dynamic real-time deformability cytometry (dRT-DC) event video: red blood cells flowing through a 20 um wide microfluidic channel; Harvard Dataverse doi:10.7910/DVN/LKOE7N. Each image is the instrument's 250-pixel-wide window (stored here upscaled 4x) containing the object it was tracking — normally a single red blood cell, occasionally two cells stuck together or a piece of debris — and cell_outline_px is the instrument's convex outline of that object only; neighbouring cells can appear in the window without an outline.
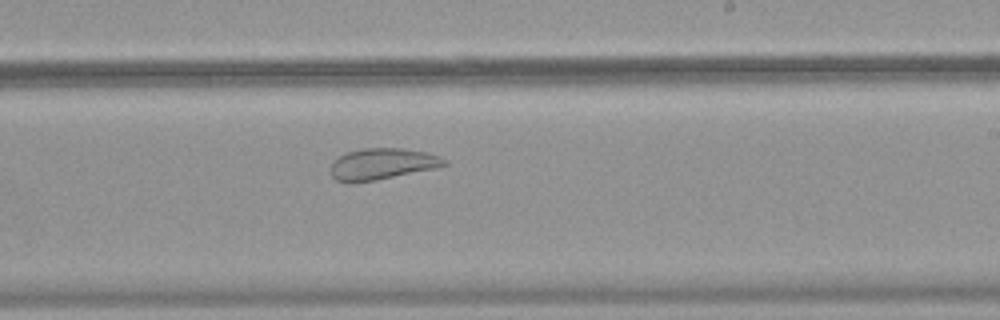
{"species": "common noctule bat (a hibernating species)", "species_latin": "Nyctalus noctula", "temperature_condition": "warm", "stored_images_in_passage": 52, "camera_frame_rate_fps": 3000, "um_per_image_px": 0.085, "animal": {"sex": "female", "body_mass_g": 18.4}, "frame": {"image": 1, "passage_image": 32, "time_ms": 10.333, "image_size_px": [1000, 320], "cell_outline_px": [[448, 164], [436, 168], [376, 180], [352, 184], [336, 180], [332, 176], [332, 164], [340, 156], [348, 152], [364, 148], [404, 148], [424, 152], [440, 156], [448, 160]], "centroid_in_image_um": [32.51, 13.95], "position_along_channel_um": 256.5, "area_um2": 20.69}}
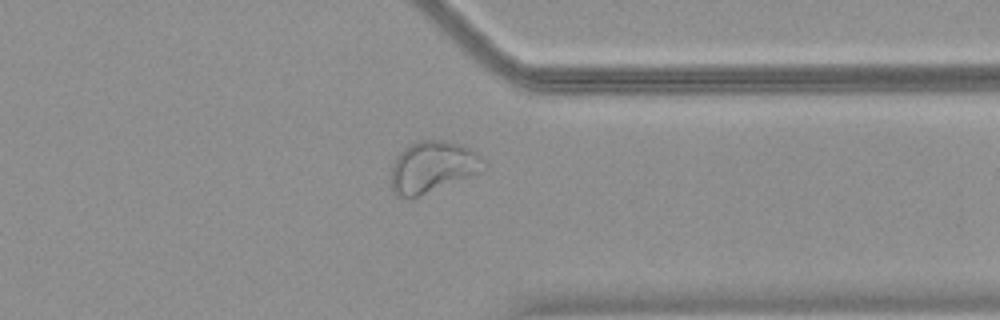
{"frame": {"image": 2, "passage_image": 41, "time_ms": 13.333, "image_size_px": [1000, 320], "cell_outline_px": [[488, 168], [480, 172], [408, 200], [396, 196], [392, 192], [392, 168], [396, 156], [404, 148], [420, 140], [444, 140], [460, 144], [476, 152], [488, 164]], "centroid_in_image_um": [36.78, 14.2], "position_along_channel_um": 374.6, "area_um2": 27.74}}
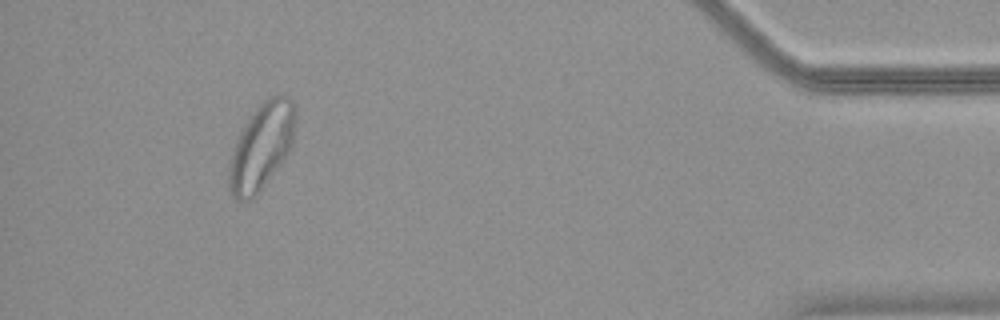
{"frame": {"image": 3, "passage_image": 48, "time_ms": 15.667, "image_size_px": [1000, 320], "cell_outline_px": [[296, 112], [292, 144], [288, 152], [256, 196], [248, 200], [236, 200], [232, 196], [228, 188], [228, 164], [232, 148], [240, 132], [256, 108], [268, 96], [288, 96], [292, 100]], "centroid_in_image_um": [22.19, 12.47], "position_along_channel_um": 413.0, "area_um2": 33.18}}